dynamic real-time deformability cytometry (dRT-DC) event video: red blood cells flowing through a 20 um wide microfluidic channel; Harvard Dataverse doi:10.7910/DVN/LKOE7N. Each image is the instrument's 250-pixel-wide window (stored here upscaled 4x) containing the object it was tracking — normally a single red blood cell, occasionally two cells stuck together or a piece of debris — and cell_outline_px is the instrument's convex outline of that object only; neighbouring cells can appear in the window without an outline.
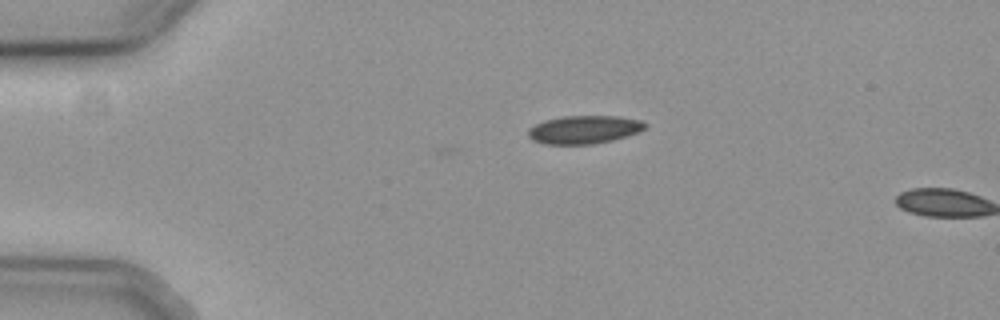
{"species": "common noctule bat (a hibernating species)", "species_latin": "Nyctalus noctula", "temperature_condition": "cold", "stored_images_in_passage": 2, "camera_frame_rate_fps": 3000, "um_per_image_px": 0.085, "animal": {"sex": "female", "body_mass_g": 19.3, "forearm_length_mm": 54.1}, "frame": {"image": 1, "passage_image": 1, "time_ms": 0.0, "image_size_px": [1000, 320], "cell_outline_px": [[648, 124], [640, 132], [628, 136], [612, 140], [592, 144], [544, 144], [532, 140], [528, 136], [528, 128], [544, 120], [564, 116], [620, 116], [640, 120]], "centroid_in_image_um": [49.66, 11.01], "position_along_channel_um": 35.3, "area_um2": 19.31}}